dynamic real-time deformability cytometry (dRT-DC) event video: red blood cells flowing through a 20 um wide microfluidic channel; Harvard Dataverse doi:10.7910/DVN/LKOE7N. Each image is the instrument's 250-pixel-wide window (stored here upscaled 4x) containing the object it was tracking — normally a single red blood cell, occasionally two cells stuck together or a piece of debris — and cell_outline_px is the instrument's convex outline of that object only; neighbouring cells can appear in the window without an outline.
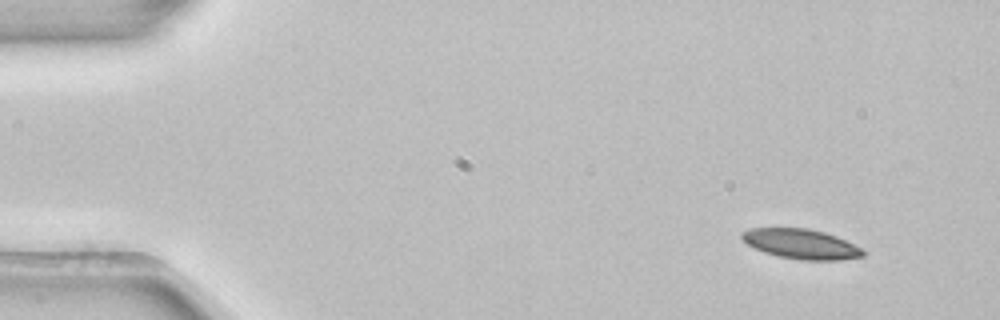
{"species": "common noctule bat (a hibernating species)", "species_latin": "Nyctalus noctula", "temperature_condition": "room temperature", "stored_images_in_passage": 4, "camera_frame_rate_fps": 3000, "um_per_image_px": 0.085, "animal": {"sex": "female", "body_mass_g": 22.7, "forearm_length_mm": 54.2}, "frame": {"image": 1, "passage_image": 1, "time_ms": 0.0, "image_size_px": [1000, 320], "cell_outline_px": [[868, 252], [864, 256], [840, 260], [800, 260], [780, 256], [764, 252], [748, 244], [740, 236], [740, 232], [748, 228], [808, 228], [824, 232], [836, 236]], "centroid_in_image_um": [68.09, 20.73], "position_along_channel_um": 16.9, "area_um2": 20.98}}
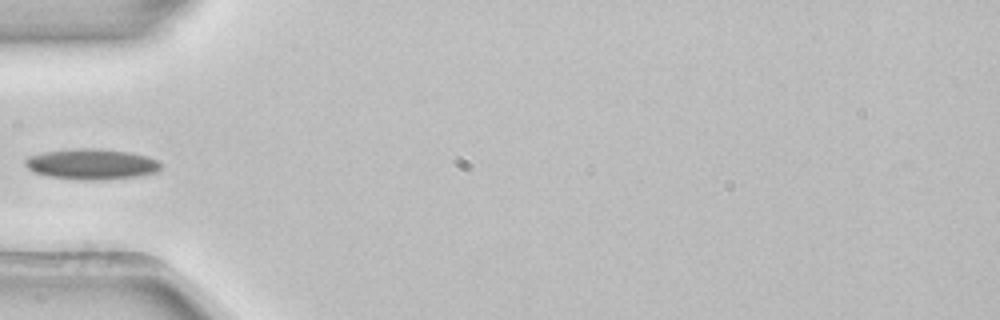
{"frame": {"image": 2, "passage_image": 4, "time_ms": 1.0, "image_size_px": [1000, 320], "cell_outline_px": [[160, 168], [156, 172], [140, 176], [104, 180], [84, 180], [48, 176], [36, 172], [28, 168], [24, 164], [24, 160], [28, 156], [44, 152], [72, 148], [100, 148], [128, 152], [148, 156], [156, 160], [160, 164]], "centroid_in_image_um": [7.78, 13.94], "position_along_channel_um": 77.2, "area_um2": 24.28}}